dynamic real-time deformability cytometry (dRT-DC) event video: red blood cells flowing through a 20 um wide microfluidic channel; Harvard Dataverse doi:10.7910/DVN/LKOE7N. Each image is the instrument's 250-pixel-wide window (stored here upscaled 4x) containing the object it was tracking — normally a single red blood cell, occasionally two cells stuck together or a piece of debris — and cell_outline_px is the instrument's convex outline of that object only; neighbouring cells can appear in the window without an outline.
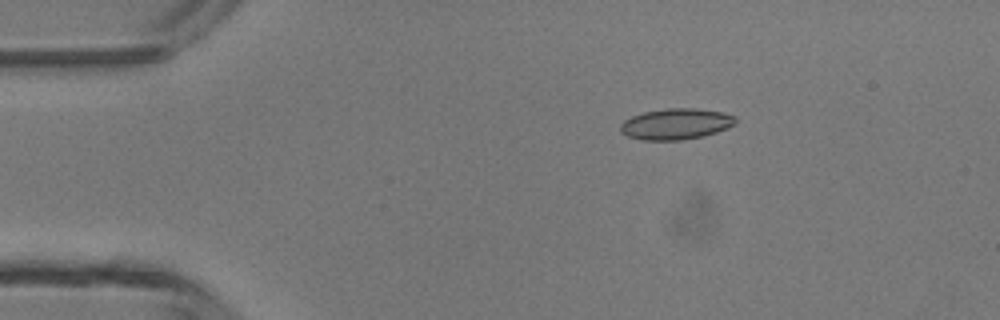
{"species": "common noctule bat (a hibernating species)", "species_latin": "Nyctalus noctula", "temperature_condition": "room temperature", "stored_images_in_passage": 44, "camera_frame_rate_fps": 3000, "um_per_image_px": 0.085, "animal": {"sex": "male", "body_mass_g": 13.3}, "frame": {"image": 1, "passage_image": 5, "time_ms": 1.333, "image_size_px": [1000, 320], "cell_outline_px": [[736, 124], [728, 128], [716, 132], [700, 136], [680, 140], [644, 140], [628, 136], [620, 132], [620, 124], [624, 120], [632, 116], [644, 112], [664, 108], [696, 108], [720, 112], [736, 116]], "centroid_in_image_um": [57.44, 10.53], "position_along_channel_um": 27.6, "area_um2": 20.75}}
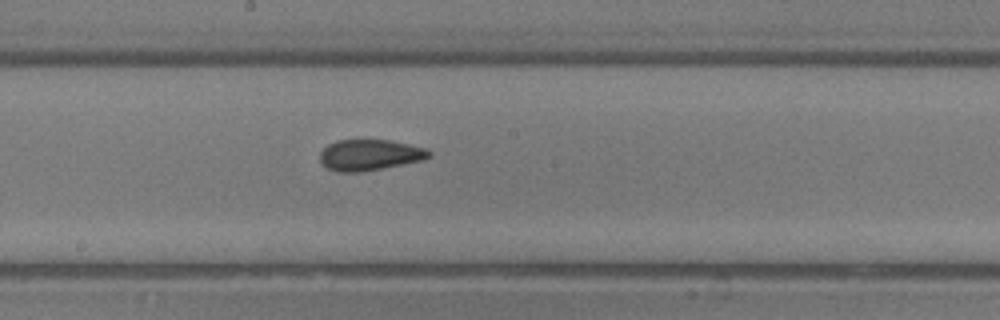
{"frame": {"image": 2, "passage_image": 22, "time_ms": 7.0, "image_size_px": [1000, 320], "cell_outline_px": [[432, 156], [424, 160], [360, 172], [336, 172], [320, 164], [320, 152], [328, 144], [336, 140], [388, 140], [428, 148], [432, 152]], "centroid_in_image_um": [31.43, 13.17], "position_along_channel_um": 216.8, "area_um2": 19.83}}
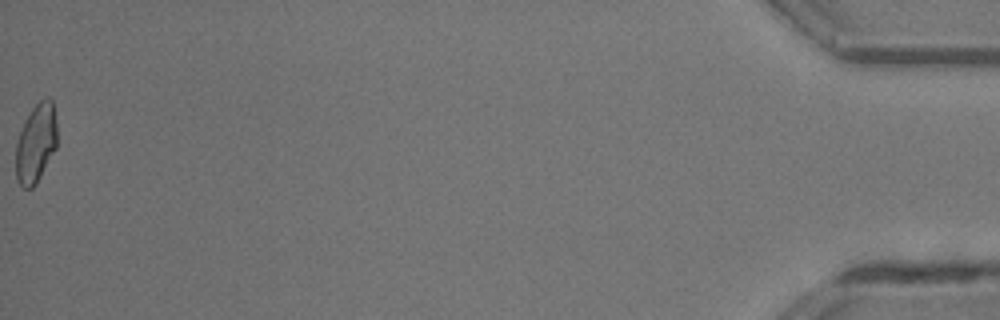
{"frame": {"image": 3, "passage_image": 44, "time_ms": 14.333, "image_size_px": [1000, 320], "cell_outline_px": [[56, 148], [36, 184], [32, 188], [24, 188], [16, 180], [16, 144], [20, 132], [32, 108], [40, 100], [48, 96], [52, 100], [56, 120]], "centroid_in_image_um": [3.06, 12.18], "position_along_channel_um": 432.1, "area_um2": 18.79}, "authors_computed_cell_mechanics": {"area_um2": 19.5364, "velocity_mm_per_s": 4.3864, "shape_relaxation_time_tau1_ms": null, "shape_relaxation_time_tau2_ms": 1.5716, "deformation_change_tau1": null, "deformation_change_tau2": 0.0652}}